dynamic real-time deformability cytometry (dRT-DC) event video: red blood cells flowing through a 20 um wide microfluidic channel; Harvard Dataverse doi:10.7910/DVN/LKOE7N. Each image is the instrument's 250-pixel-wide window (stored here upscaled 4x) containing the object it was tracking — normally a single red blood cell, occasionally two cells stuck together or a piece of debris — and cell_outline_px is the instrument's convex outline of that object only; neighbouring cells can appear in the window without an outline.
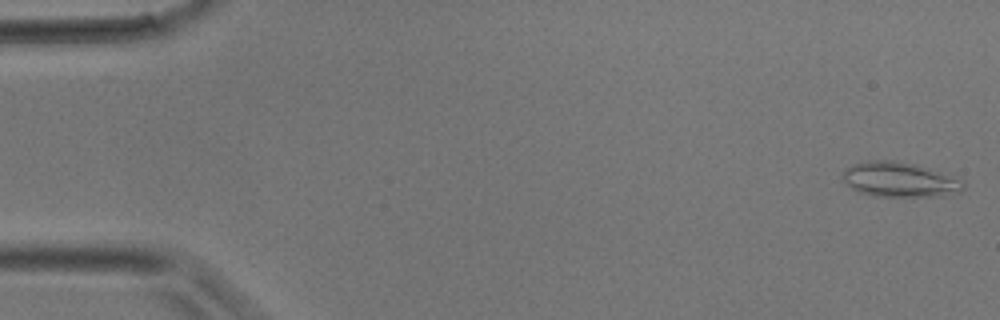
{"species": "common noctule bat (a hibernating species)", "species_latin": "Nyctalus noctula", "temperature_condition": "room temperature", "stored_images_in_passage": 40, "camera_frame_rate_fps": 3000, "um_per_image_px": 0.085, "animal": {"sex": "male", "body_mass_g": 17.9}, "frame": {"image": 1, "passage_image": 1, "time_ms": 0.0, "image_size_px": [1000, 320], "cell_outline_px": [[964, 188], [960, 192], [944, 196], [872, 196], [860, 192], [852, 188], [844, 180], [840, 172], [852, 164], [868, 160], [892, 160], [912, 164], [928, 168], [960, 180], [964, 184]], "centroid_in_image_um": [76.41, 15.27], "position_along_channel_um": 8.6, "area_um2": 24.28}}
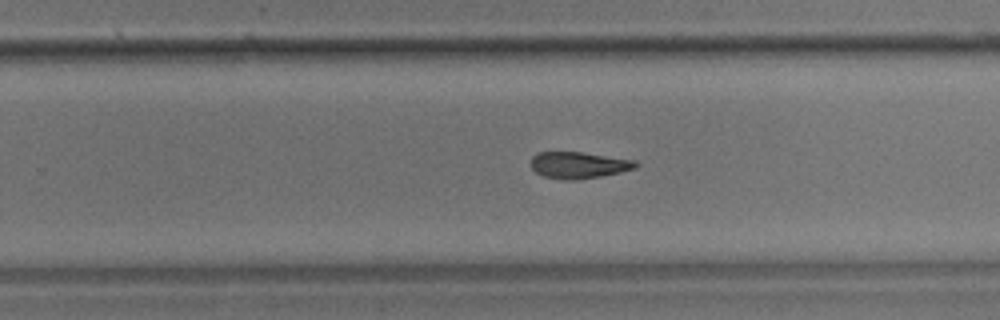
{"frame": {"image": 2, "passage_image": 25, "time_ms": 8.0, "image_size_px": [1000, 320], "cell_outline_px": [[640, 164], [636, 168], [620, 172], [600, 176], [576, 180], [564, 180], [544, 176], [536, 172], [532, 168], [532, 156], [536, 152], [580, 152], [636, 160]], "centroid_in_image_um": [49.2, 14.03], "position_along_channel_um": 280.6, "area_um2": 16.18}}
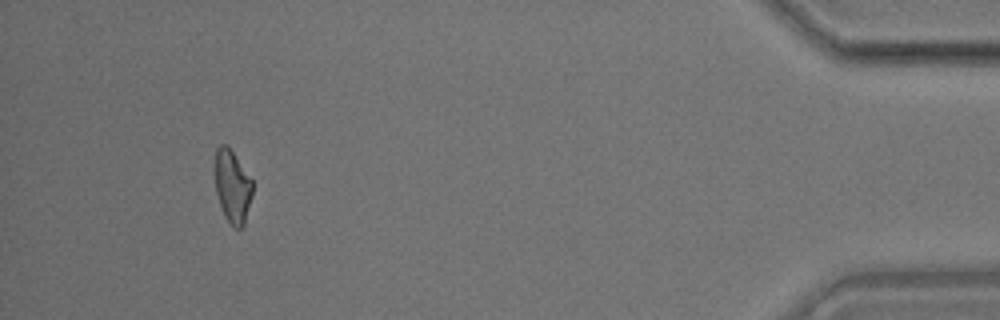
{"frame": {"image": 3, "passage_image": 37, "time_ms": 12.0, "image_size_px": [1000, 320], "cell_outline_px": [[252, 196], [244, 224], [240, 228], [236, 228], [224, 216], [216, 192], [216, 148], [220, 144], [228, 144], [252, 180]], "centroid_in_image_um": [19.77, 15.82], "position_along_channel_um": 415.4, "area_um2": 15.66}}